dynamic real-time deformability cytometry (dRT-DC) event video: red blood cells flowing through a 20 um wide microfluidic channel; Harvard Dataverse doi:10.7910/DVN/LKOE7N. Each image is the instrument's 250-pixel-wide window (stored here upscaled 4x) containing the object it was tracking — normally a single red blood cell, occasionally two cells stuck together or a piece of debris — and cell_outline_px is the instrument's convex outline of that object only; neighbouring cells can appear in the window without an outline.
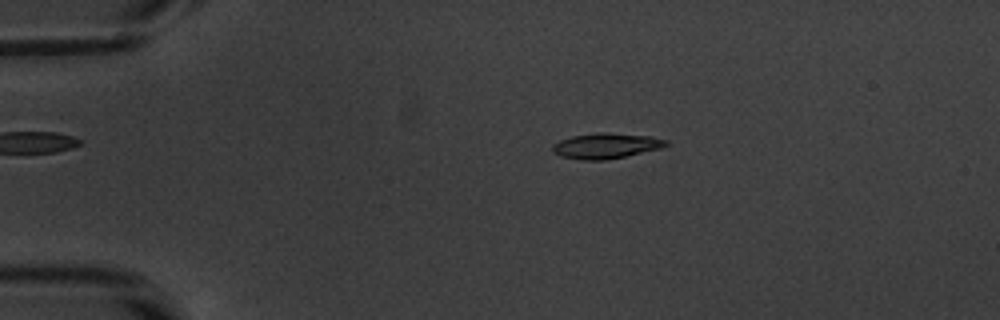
{"species": "common noctule bat (a hibernating species)", "species_latin": "Nyctalus noctula", "temperature_condition": "warm", "stored_images_in_passage": 53, "camera_frame_rate_fps": 3000, "um_per_image_px": 0.085, "animal": {"sex": "male", "body_mass_g": 20.1, "forearm_length_mm": 53.5}, "frame": {"image": 1, "passage_image": 11, "time_ms": 3.333, "image_size_px": [1000, 320], "cell_outline_px": [[668, 144], [660, 148], [624, 156], [604, 160], [580, 160], [560, 156], [552, 148], [552, 144], [560, 140], [572, 136], [596, 132], [608, 132], [648, 136], [668, 140]], "centroid_in_image_um": [51.48, 12.38], "position_along_channel_um": 33.5, "area_um2": 16.65}}
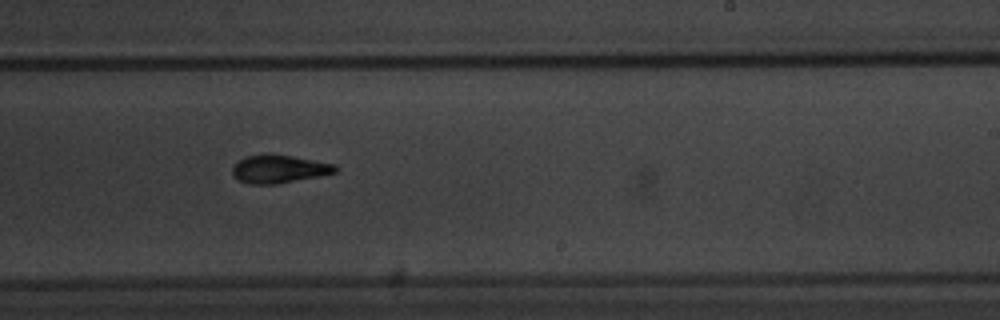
{"frame": {"image": 2, "passage_image": 33, "time_ms": 10.667, "image_size_px": [1000, 320], "cell_outline_px": [[336, 172], [276, 184], [252, 184], [236, 180], [232, 176], [232, 168], [244, 156], [268, 152], [292, 156], [336, 164]], "centroid_in_image_um": [23.65, 14.34], "position_along_channel_um": 265.4, "area_um2": 16.94}}
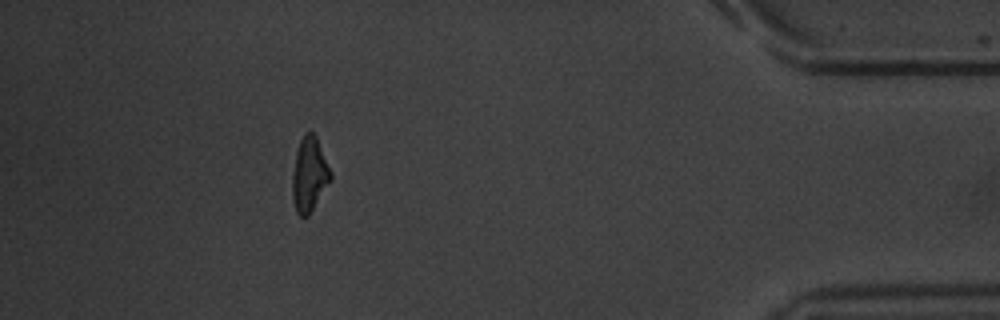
{"frame": {"image": 3, "passage_image": 48, "time_ms": 15.667, "image_size_px": [1000, 320], "cell_outline_px": [[332, 180], [308, 216], [300, 216], [296, 212], [292, 200], [292, 176], [296, 152], [300, 140], [304, 132], [312, 132], [316, 136], [332, 172]], "centroid_in_image_um": [26.3, 14.84], "position_along_channel_um": 408.9, "area_um2": 16.76}, "authors_computed_cell_mechanics": {"area_um2": 16.6464, "velocity_mm_per_s": 3.842, "shape_relaxation_time_tau1_ms": 2.5713, "shape_relaxation_time_tau2_ms": 2.358, "deformation_change_tau1": 0.1681, "deformation_change_tau2": 0.11}}